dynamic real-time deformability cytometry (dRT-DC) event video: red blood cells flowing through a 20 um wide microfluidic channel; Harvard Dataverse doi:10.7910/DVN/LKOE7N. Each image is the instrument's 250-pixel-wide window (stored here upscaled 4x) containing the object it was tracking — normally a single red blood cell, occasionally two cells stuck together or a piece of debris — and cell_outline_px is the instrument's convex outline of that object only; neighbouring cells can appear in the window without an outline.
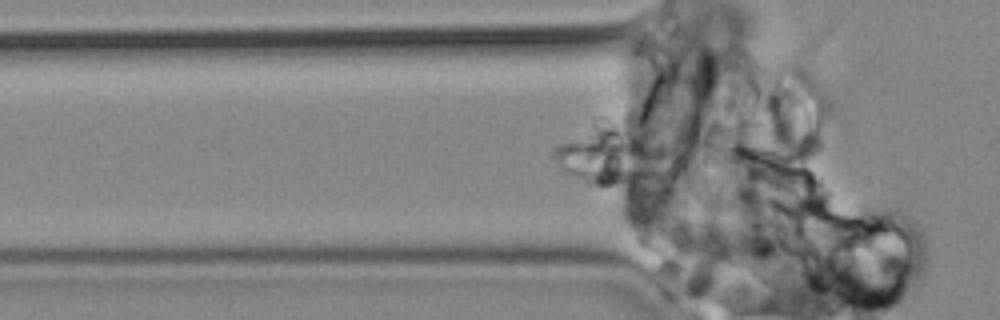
{"species": "common noctule bat (a hibernating species)", "species_latin": "Nyctalus noctula", "temperature_condition": "cold", "stored_images_in_passage": 76, "segment_of_instrument_passage": [1, 2], "camera_frame_rate_fps": 3000, "um_per_image_px": 0.085, "animal": {"sex": "male", "body_mass_g": 19.2, "forearm_length_mm": 51.8}, "frame": {"image": 1, "passage_image": 34, "time_ms": 11.0, "image_size_px": [1000, 320], "cell_outline_px": [[684, 164], [680, 176], [672, 180], [632, 184], [588, 184], [576, 180], [560, 172], [556, 164], [556, 148], [560, 144], [568, 140], [616, 136], [632, 140], [652, 148]], "centroid_in_image_um": [52.25, 13.75], "position_along_channel_um": 73.5, "area_um2": 34.16}}